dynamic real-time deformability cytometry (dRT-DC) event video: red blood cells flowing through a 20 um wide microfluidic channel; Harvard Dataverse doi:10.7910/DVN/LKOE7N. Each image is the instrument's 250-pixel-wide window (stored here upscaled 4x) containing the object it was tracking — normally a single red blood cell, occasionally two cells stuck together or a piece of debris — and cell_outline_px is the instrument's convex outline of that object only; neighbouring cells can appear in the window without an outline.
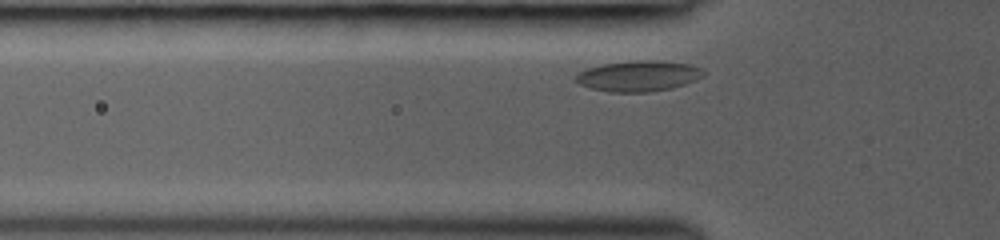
{"species": "common noctule bat (a hibernating species)", "species_latin": "Nyctalus noctula", "temperature_condition": "room temperature", "stored_images_in_passage": 7, "camera_frame_rate_fps": 3000, "um_per_image_px": 0.085, "animal": {"sex": "female", "body_mass_g": 19.0, "forearm_length_mm": 53.3}, "frame": {"image": 1, "passage_image": 2, "time_ms": 0.333, "image_size_px": [1000, 240], "cell_outline_px": [[704, 76], [696, 80], [672, 88], [648, 92], [612, 92], [592, 88], [580, 84], [572, 80], [572, 76], [588, 68], [604, 64], [636, 60], [656, 60], [688, 64], [700, 68], [704, 72]], "centroid_in_image_um": [54.25, 6.46], "position_along_channel_um": 71.6, "area_um2": 22.77}}
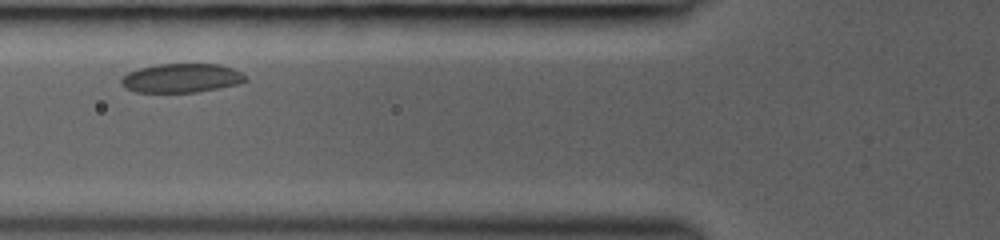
{"frame": {"image": 2, "passage_image": 5, "time_ms": 1.333, "image_size_px": [1000, 240], "cell_outline_px": [[248, 80], [236, 84], [196, 92], [136, 92], [124, 88], [120, 84], [120, 80], [128, 72], [140, 68], [156, 64], [220, 64], [232, 68], [248, 76]], "centroid_in_image_um": [15.4, 6.63], "position_along_channel_um": 110.4, "area_um2": 20.98}}